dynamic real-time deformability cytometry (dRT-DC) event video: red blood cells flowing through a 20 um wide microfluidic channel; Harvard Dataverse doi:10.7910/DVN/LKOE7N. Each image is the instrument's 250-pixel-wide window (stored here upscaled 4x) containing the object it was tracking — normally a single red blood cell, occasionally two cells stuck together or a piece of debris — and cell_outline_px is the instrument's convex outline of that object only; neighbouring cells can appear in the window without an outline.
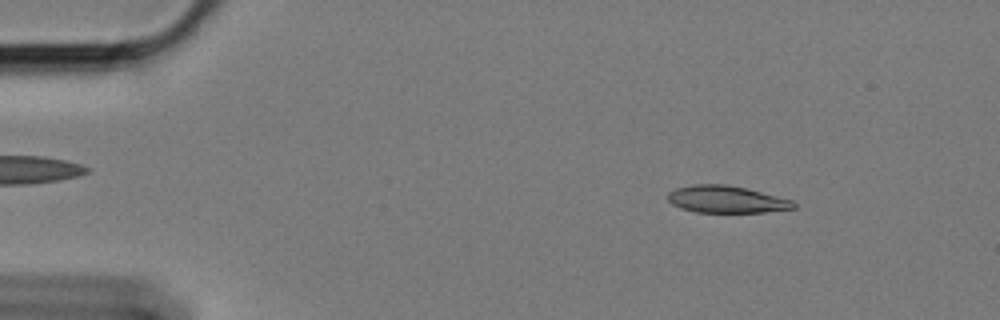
{"species": "Egyptian fruit bat (a non-hibernating species)", "species_latin": "Rousettus aegyptiacus", "temperature_condition": "cold", "stored_images_in_passage": 59, "camera_frame_rate_fps": 3000, "um_per_image_px": 0.085, "animal": {"sex": "female"}, "frame": {"image": 1, "passage_image": 8, "time_ms": 2.333, "image_size_px": [1000, 320], "cell_outline_px": [[796, 208], [764, 212], [696, 212], [680, 208], [672, 204], [668, 200], [668, 192], [676, 188], [692, 184], [724, 184], [744, 188], [792, 200], [796, 204]], "centroid_in_image_um": [61.71, 16.95], "position_along_channel_um": 23.3, "area_um2": 19.71}}
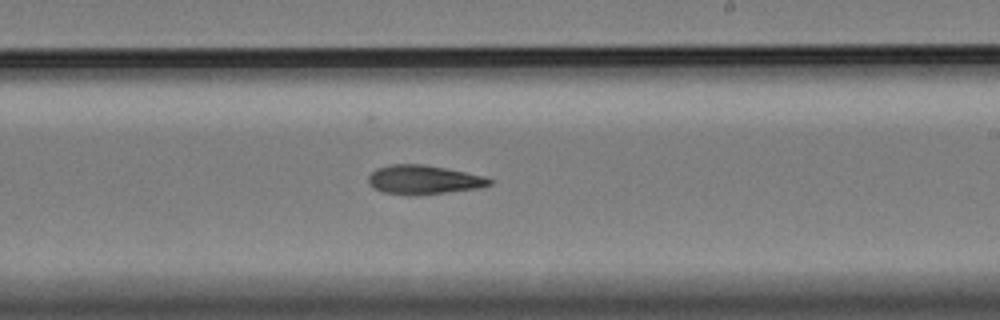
{"frame": {"image": 2, "passage_image": 35, "time_ms": 11.333, "image_size_px": [1000, 320], "cell_outline_px": [[492, 184], [480, 188], [416, 196], [384, 192], [372, 188], [368, 184], [368, 176], [376, 168], [392, 164], [424, 164], [484, 176], [492, 180]], "centroid_in_image_um": [35.98, 15.29], "position_along_channel_um": 253.0, "area_um2": 20.58}}
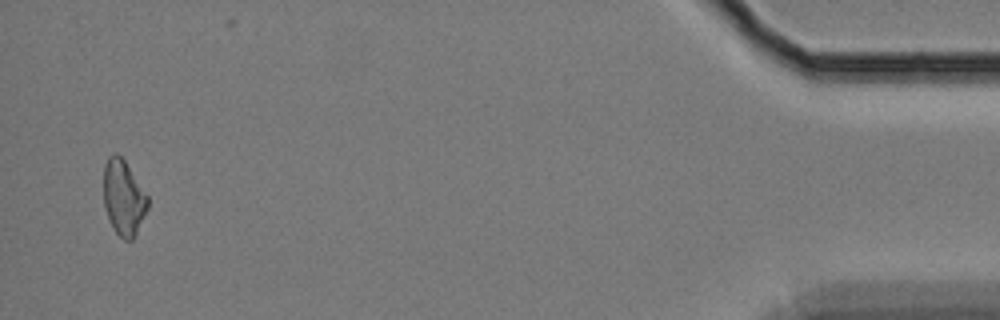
{"frame": {"image": 3, "passage_image": 57, "time_ms": 18.667, "image_size_px": [1000, 320], "cell_outline_px": [[148, 208], [132, 240], [124, 240], [112, 228], [104, 204], [104, 164], [108, 156], [116, 152], [124, 160], [148, 196]], "centroid_in_image_um": [10.49, 16.79], "position_along_channel_um": 424.7, "area_um2": 19.13}, "authors_computed_cell_mechanics": {"area_um2": 20.2878, "velocity_mm_per_s": 3.4134, "shape_relaxation_time_tau1_ms": 8.8113, "shape_relaxation_time_tau2_ms": null, "deformation_change_tau1": 0.1938, "deformation_change_tau2": null}}